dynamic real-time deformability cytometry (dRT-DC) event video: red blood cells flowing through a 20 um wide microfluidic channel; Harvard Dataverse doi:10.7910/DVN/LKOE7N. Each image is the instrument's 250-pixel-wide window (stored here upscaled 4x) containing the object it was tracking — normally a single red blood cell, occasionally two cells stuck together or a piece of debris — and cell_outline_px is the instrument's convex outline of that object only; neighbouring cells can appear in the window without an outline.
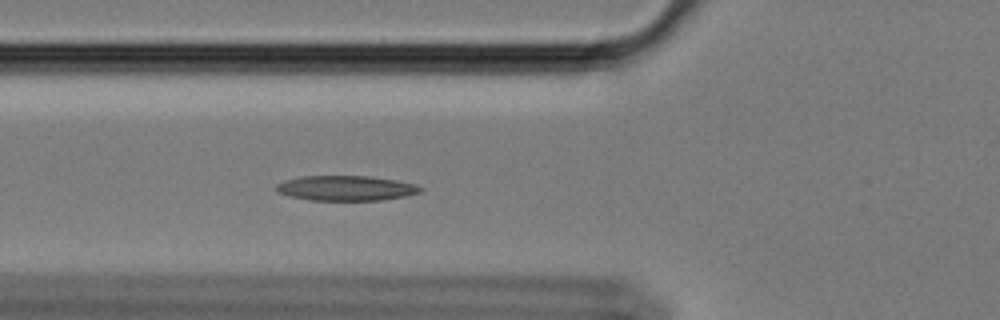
{"species": "Egyptian fruit bat (a non-hibernating species)", "species_latin": "Rousettus aegyptiacus", "temperature_condition": "cold", "stored_images_in_passage": 42, "camera_frame_rate_fps": 3000, "um_per_image_px": 0.085, "animal": {"sex": "female"}, "frame": {"image": 1, "passage_image": 5, "time_ms": 1.333, "image_size_px": [1000, 320], "cell_outline_px": [[424, 192], [408, 196], [384, 200], [308, 200], [288, 196], [276, 192], [276, 184], [284, 180], [300, 176], [372, 176], [396, 180], [416, 184], [424, 188]], "centroid_in_image_um": [29.45, 15.99], "position_along_channel_um": 96.4, "area_um2": 21.44}}
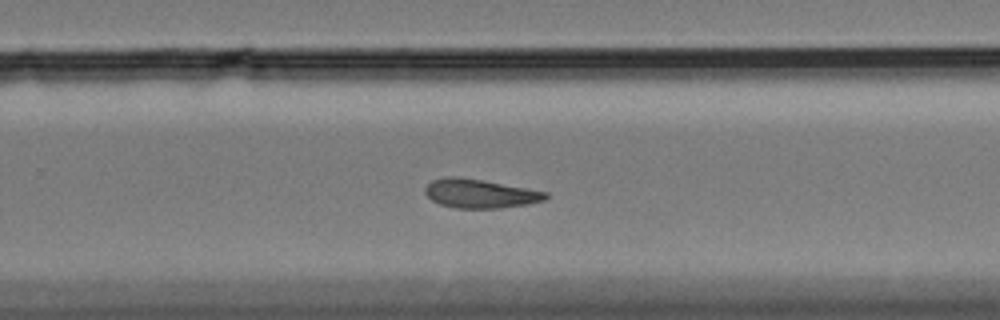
{"frame": {"image": 2, "passage_image": 22, "time_ms": 7.0, "image_size_px": [1000, 320], "cell_outline_px": [[548, 196], [544, 200], [528, 204], [500, 208], [456, 208], [440, 204], [432, 200], [424, 192], [424, 188], [432, 180], [444, 176], [456, 176], [528, 188], [548, 192]], "centroid_in_image_um": [40.78, 16.45], "position_along_channel_um": 289.0, "area_um2": 20.23}}
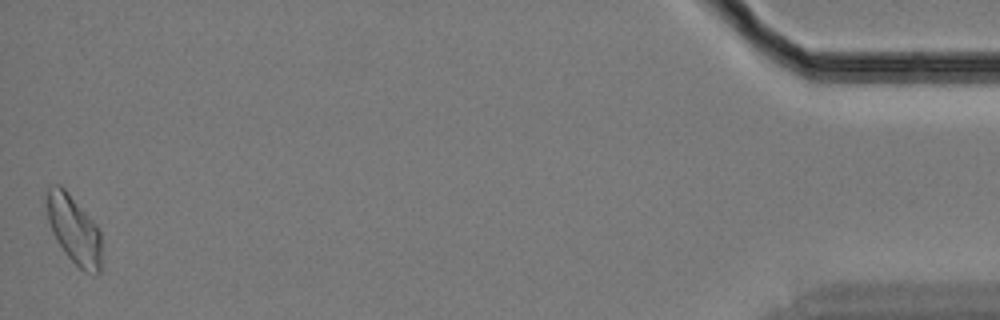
{"frame": {"image": 3, "passage_image": 42, "time_ms": 13.667, "image_size_px": [1000, 320], "cell_outline_px": [[100, 272], [96, 276], [84, 272], [64, 252], [56, 240], [52, 232], [48, 220], [44, 192], [48, 188], [56, 184], [60, 184], [68, 192], [96, 224], [100, 232]], "centroid_in_image_um": [6.26, 19.5], "position_along_channel_um": 428.9, "area_um2": 21.96}, "authors_computed_cell_mechanics": {"area_um2": 20.4034, "velocity_mm_per_s": 3.3949, "shape_relaxation_time_tau1_ms": null, "shape_relaxation_time_tau2_ms": 3.2448, "deformation_change_tau1": null, "deformation_change_tau2": 0.1108}}